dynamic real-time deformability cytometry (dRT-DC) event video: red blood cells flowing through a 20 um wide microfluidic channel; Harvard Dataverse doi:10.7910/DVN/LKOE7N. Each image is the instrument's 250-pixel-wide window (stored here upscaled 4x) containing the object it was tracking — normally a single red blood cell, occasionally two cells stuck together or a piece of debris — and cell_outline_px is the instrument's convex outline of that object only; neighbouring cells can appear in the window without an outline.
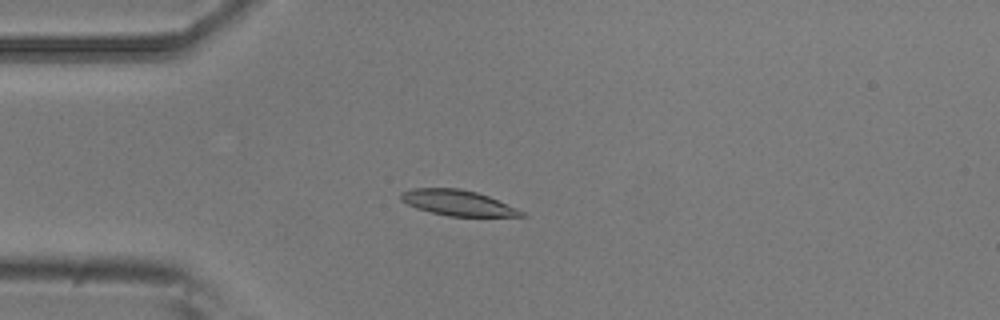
{"species": "common noctule bat (a hibernating species)", "species_latin": "Nyctalus noctula", "temperature_condition": "room temperature", "stored_images_in_passage": 5, "camera_frame_rate_fps": 3000, "um_per_image_px": 0.085, "animal": {"sex": "male", "body_mass_g": 20.5, "forearm_length_mm": 52.5}, "frame": {"image": 1, "passage_image": 5, "time_ms": 1.333, "image_size_px": [1000, 320], "cell_outline_px": [[528, 216], [448, 216], [416, 208], [400, 200], [400, 192], [412, 188], [460, 188], [476, 192], [488, 196], [516, 208], [524, 212]], "centroid_in_image_um": [38.87, 17.23], "position_along_channel_um": 46.1, "area_um2": 17.8}}